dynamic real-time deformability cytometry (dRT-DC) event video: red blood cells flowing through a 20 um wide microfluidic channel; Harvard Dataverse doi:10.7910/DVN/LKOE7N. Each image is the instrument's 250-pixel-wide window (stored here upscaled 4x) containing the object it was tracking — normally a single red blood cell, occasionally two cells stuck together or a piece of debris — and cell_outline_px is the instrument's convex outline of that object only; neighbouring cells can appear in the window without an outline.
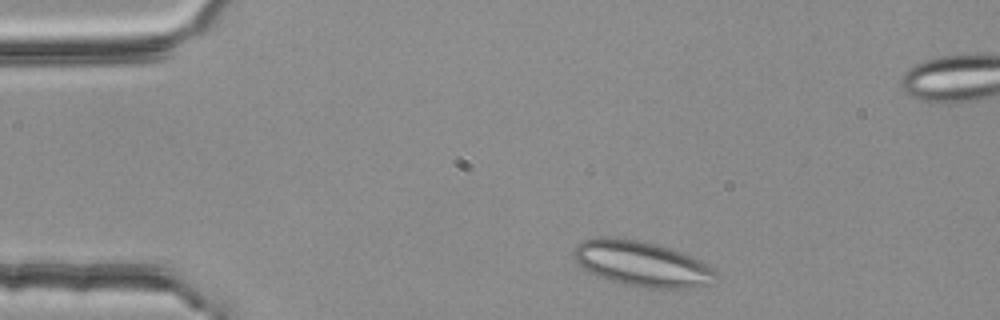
{"species": "common noctule bat (a hibernating species)", "species_latin": "Nyctalus noctula", "temperature_condition": "room temperature", "stored_images_in_passage": 3, "camera_frame_rate_fps": 3000, "um_per_image_px": 0.085, "animal": {"sex": "female", "body_mass_g": 25.1}, "frame": {"image": 1, "passage_image": 1, "time_ms": 0.0, "image_size_px": [1000, 320], "cell_outline_px": [[720, 276], [712, 284], [692, 288], [648, 288], [624, 284], [588, 272], [572, 256], [572, 248], [576, 244], [584, 240], [600, 236], [608, 236], [644, 240], [660, 244], [692, 256], [700, 260], [712, 268]], "centroid_in_image_um": [54.58, 22.4], "position_along_channel_um": 30.4, "area_um2": 38.03}}